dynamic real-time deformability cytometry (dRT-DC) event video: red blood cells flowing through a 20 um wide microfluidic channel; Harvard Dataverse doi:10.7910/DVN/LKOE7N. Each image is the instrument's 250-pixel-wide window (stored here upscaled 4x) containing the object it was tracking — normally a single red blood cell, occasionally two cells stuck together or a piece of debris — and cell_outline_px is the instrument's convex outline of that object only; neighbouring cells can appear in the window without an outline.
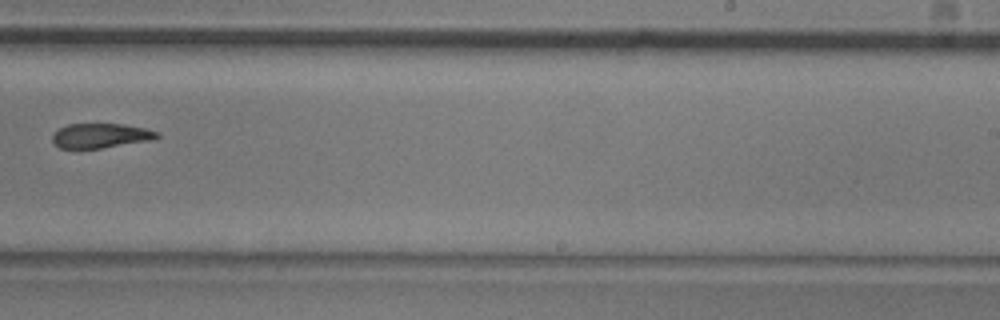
{"species": "common noctule bat (a hibernating species)", "species_latin": "Nyctalus noctula", "temperature_condition": "room temperature", "stored_images_in_passage": 10, "camera_frame_rate_fps": 3000, "um_per_image_px": 0.085, "animal": {"sex": "male", "body_mass_g": 20.5, "forearm_length_mm": 52.5}, "frame": {"image": 1, "passage_image": 9, "time_ms": 9.333, "image_size_px": [1000, 320], "cell_outline_px": [[160, 136], [148, 140], [100, 148], [60, 148], [52, 144], [52, 136], [60, 128], [68, 124], [124, 124], [144, 128], [160, 132]], "centroid_in_image_um": [8.52, 11.52], "position_along_channel_um": 280.5, "area_um2": 14.8}}